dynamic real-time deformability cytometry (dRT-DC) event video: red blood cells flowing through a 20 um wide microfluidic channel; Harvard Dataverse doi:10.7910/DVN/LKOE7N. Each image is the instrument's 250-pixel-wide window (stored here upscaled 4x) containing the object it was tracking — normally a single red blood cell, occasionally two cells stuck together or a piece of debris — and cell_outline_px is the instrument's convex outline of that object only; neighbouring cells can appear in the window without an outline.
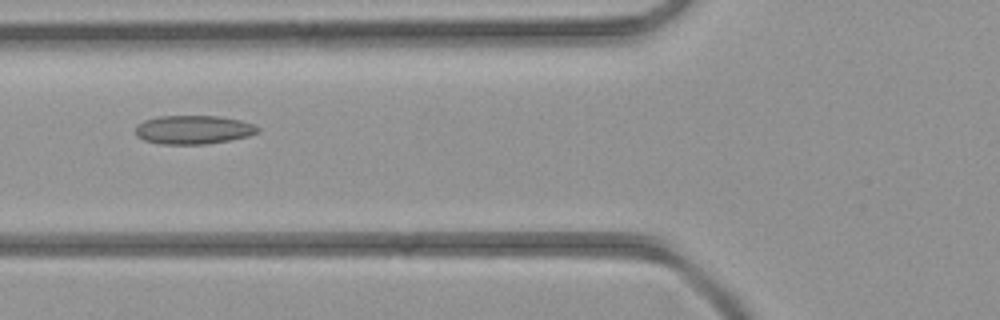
{"species": "common noctule bat (a hibernating species)", "species_latin": "Nyctalus noctula", "temperature_condition": "room temperature", "stored_images_in_passage": 2, "camera_frame_rate_fps": 3000, "um_per_image_px": 0.085, "animal": {"sex": "female", "body_mass_g": 21.9}, "frame": {"image": 1, "passage_image": 2, "time_ms": 1.0, "image_size_px": [1000, 320], "cell_outline_px": [[260, 132], [248, 136], [228, 140], [204, 144], [160, 144], [144, 140], [136, 136], [136, 124], [144, 120], [160, 116], [220, 116], [240, 120], [252, 124], [260, 128]], "centroid_in_image_um": [16.42, 11.02], "position_along_channel_um": 109.4, "area_um2": 20.46}}